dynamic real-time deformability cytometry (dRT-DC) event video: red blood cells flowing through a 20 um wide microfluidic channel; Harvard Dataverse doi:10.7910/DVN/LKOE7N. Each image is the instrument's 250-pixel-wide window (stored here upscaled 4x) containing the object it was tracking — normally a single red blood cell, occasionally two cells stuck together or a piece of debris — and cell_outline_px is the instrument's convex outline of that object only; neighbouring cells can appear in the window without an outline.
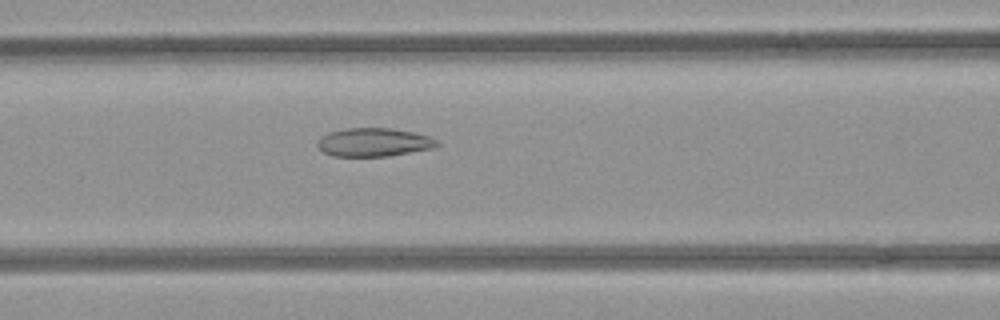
{"species": "common noctule bat (a hibernating species)", "species_latin": "Nyctalus noctula", "temperature_condition": "room temperature", "stored_images_in_passage": 39, "camera_frame_rate_fps": 3000, "um_per_image_px": 0.085, "animal": {"sex": "female", "body_mass_g": 21.9}, "frame": {"image": 1, "passage_image": 13, "time_ms": 4.0, "image_size_px": [1000, 320], "cell_outline_px": [[440, 144], [432, 148], [388, 156], [332, 156], [324, 152], [316, 144], [320, 136], [328, 132], [348, 128], [392, 128], [412, 132], [428, 136], [440, 140]], "centroid_in_image_um": [31.77, 12.09], "position_along_channel_um": 134.8, "area_um2": 19.83}}
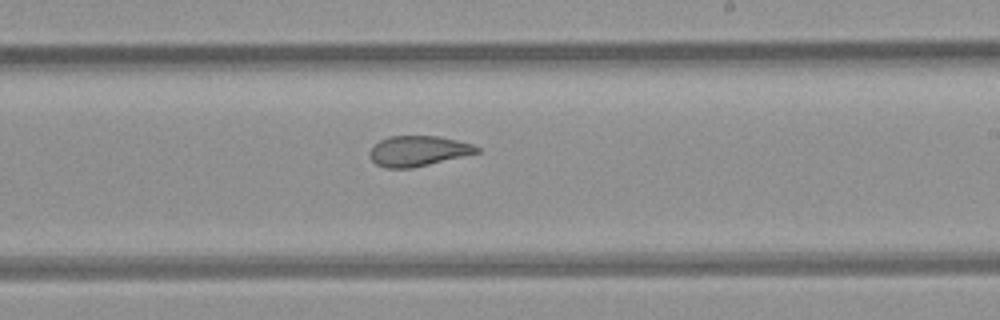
{"frame": {"image": 2, "passage_image": 22, "time_ms": 7.0, "image_size_px": [1000, 320], "cell_outline_px": [[480, 152], [412, 168], [384, 168], [376, 164], [368, 156], [368, 152], [380, 140], [388, 136], [440, 136], [472, 144], [480, 148]], "centroid_in_image_um": [35.51, 12.83], "position_along_channel_um": 253.5, "area_um2": 18.9}}
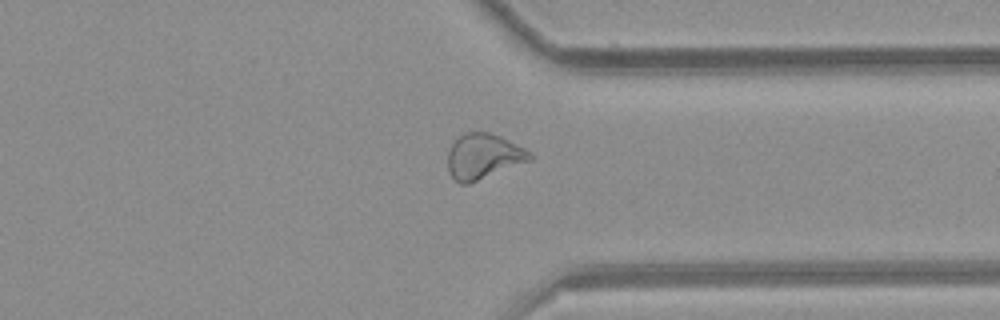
{"frame": {"image": 3, "passage_image": 31, "time_ms": 10.0, "image_size_px": [1000, 320], "cell_outline_px": [[532, 160], [468, 184], [460, 184], [452, 176], [448, 168], [448, 152], [452, 144], [464, 132], [488, 132], [500, 136], [532, 152]], "centroid_in_image_um": [41.1, 13.29], "position_along_channel_um": 370.3, "area_um2": 21.5}}